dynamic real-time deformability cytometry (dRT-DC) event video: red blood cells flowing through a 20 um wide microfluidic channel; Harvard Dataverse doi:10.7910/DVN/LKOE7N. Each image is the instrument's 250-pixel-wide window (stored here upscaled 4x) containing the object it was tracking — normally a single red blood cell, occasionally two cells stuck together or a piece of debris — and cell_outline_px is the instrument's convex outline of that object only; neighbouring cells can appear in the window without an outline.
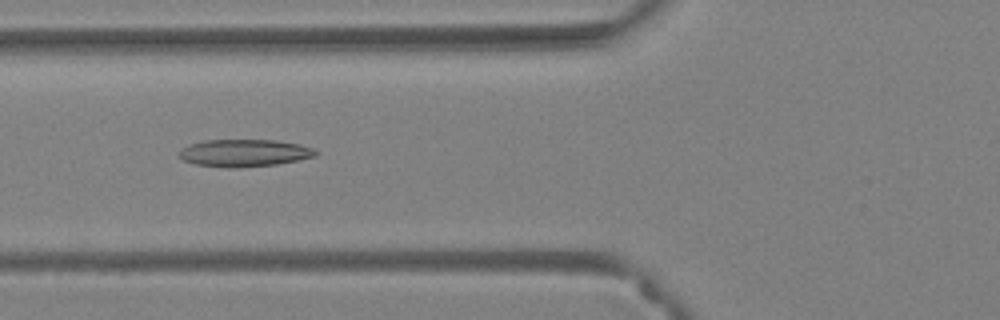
{"species": "Egyptian fruit bat (a non-hibernating species)", "species_latin": "Rousettus aegyptiacus", "temperature_condition": "warm", "stored_images_in_passage": 50, "camera_frame_rate_fps": 3000, "um_per_image_px": 0.085, "animal": {"sex": "female"}, "frame": {"image": 1, "passage_image": 17, "time_ms": 5.333, "image_size_px": [1000, 320], "cell_outline_px": [[320, 152], [316, 156], [276, 164], [236, 168], [232, 168], [196, 164], [184, 160], [180, 156], [180, 152], [188, 144], [204, 140], [276, 140], [300, 144], [312, 148]], "centroid_in_image_um": [20.8, 12.99], "position_along_channel_um": 105.0, "area_um2": 21.56}}
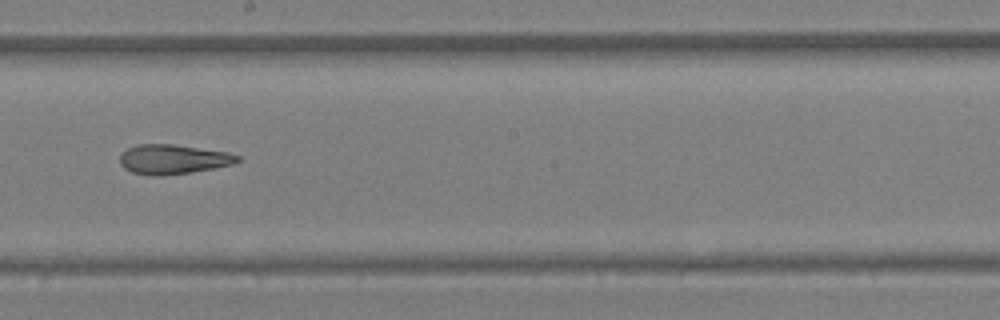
{"frame": {"image": 2, "passage_image": 27, "time_ms": 8.667, "image_size_px": [1000, 320], "cell_outline_px": [[240, 160], [232, 164], [212, 168], [188, 172], [160, 176], [152, 176], [132, 172], [124, 168], [120, 164], [120, 156], [128, 148], [136, 144], [172, 144], [228, 152], [240, 156]], "centroid_in_image_um": [14.69, 13.53], "position_along_channel_um": 233.5, "area_um2": 20.06}}
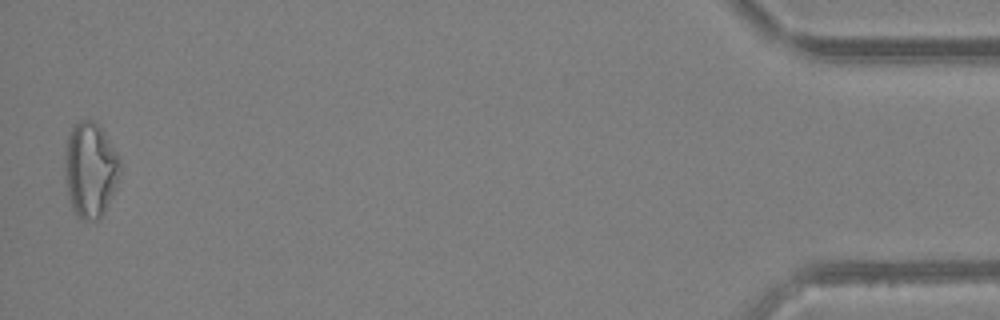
{"frame": {"image": 3, "passage_image": 49, "time_ms": 16.0, "image_size_px": [1000, 320], "cell_outline_px": [[120, 168], [112, 192], [100, 216], [96, 220], [84, 220], [76, 216], [68, 196], [64, 164], [68, 136], [72, 128], [80, 120], [92, 120], [104, 132], [120, 164]], "centroid_in_image_um": [7.62, 14.42], "position_along_channel_um": 427.6, "area_um2": 29.42}, "authors_computed_cell_mechanics": {"area_um2": 23.3223, "velocity_mm_per_s": 3.8513, "shape_relaxation_time_tau1_ms": null, "shape_relaxation_time_tau2_ms": 2.7065, "deformation_change_tau1": null, "deformation_change_tau2": 0.1277}}